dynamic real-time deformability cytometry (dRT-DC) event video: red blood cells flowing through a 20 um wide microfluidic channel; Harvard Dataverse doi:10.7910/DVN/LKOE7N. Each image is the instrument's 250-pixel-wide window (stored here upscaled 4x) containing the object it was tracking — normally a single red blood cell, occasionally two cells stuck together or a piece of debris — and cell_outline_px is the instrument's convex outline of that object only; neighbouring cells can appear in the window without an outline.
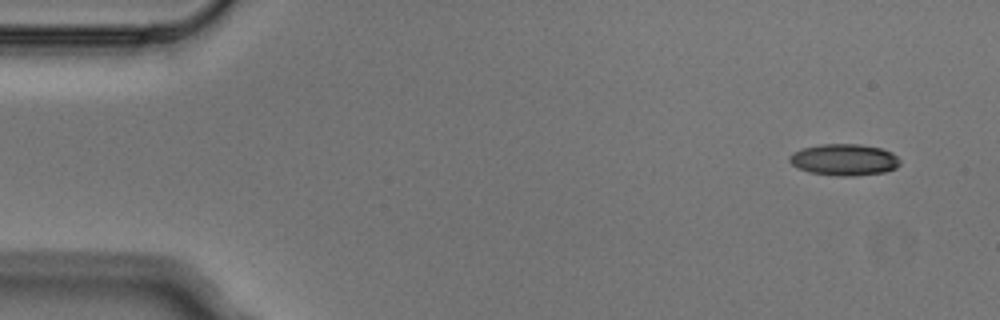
{"species": "Egyptian fruit bat (a non-hibernating species)", "species_latin": "Rousettus aegyptiacus", "temperature_condition": "cold", "stored_images_in_passage": 5, "camera_frame_rate_fps": 3000, "um_per_image_px": 0.085, "animal": {"sex": "male"}, "frame": {"image": 1, "passage_image": 1, "time_ms": 0.0, "image_size_px": [1000, 320], "cell_outline_px": [[900, 164], [896, 168], [884, 172], [856, 176], [840, 176], [808, 172], [796, 168], [788, 160], [788, 156], [792, 152], [804, 148], [820, 144], [860, 144], [880, 148], [892, 152], [900, 160]], "centroid_in_image_um": [71.74, 13.58], "position_along_channel_um": 13.3, "area_um2": 20.46}}
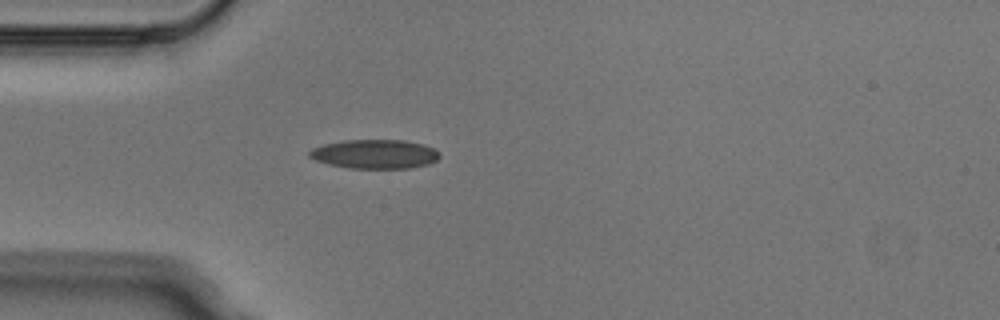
{"frame": {"image": 2, "passage_image": 4, "time_ms": 1.0, "image_size_px": [1000, 320], "cell_outline_px": [[440, 156], [436, 160], [428, 164], [412, 168], [348, 168], [328, 164], [316, 160], [308, 156], [308, 152], [312, 148], [324, 144], [344, 140], [404, 140], [420, 144], [432, 148], [440, 152]], "centroid_in_image_um": [31.84, 13.1], "position_along_channel_um": 53.2, "area_um2": 22.02}}